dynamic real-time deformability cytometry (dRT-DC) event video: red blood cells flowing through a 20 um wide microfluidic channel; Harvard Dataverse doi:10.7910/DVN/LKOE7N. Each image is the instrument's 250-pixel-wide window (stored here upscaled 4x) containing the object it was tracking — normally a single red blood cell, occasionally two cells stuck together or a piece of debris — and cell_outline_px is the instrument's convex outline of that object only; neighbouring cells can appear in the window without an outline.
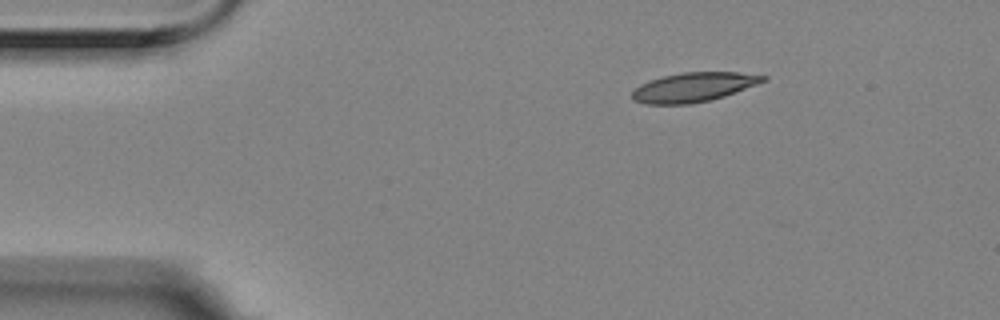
{"species": "Egyptian fruit bat (a non-hibernating species)", "species_latin": "Rousettus aegyptiacus", "temperature_condition": "room temperature", "stored_images_in_passage": 3, "camera_frame_rate_fps": 3000, "um_per_image_px": 0.085, "animal": {"sex": "female"}, "frame": {"image": 1, "passage_image": 1, "time_ms": 0.0, "image_size_px": [1000, 320], "cell_outline_px": [[768, 80], [724, 96], [712, 100], [688, 104], [644, 104], [632, 100], [632, 92], [640, 84], [648, 80], [680, 72], [736, 72], [768, 76]], "centroid_in_image_um": [58.94, 7.41], "position_along_channel_um": 26.1, "area_um2": 22.43}}